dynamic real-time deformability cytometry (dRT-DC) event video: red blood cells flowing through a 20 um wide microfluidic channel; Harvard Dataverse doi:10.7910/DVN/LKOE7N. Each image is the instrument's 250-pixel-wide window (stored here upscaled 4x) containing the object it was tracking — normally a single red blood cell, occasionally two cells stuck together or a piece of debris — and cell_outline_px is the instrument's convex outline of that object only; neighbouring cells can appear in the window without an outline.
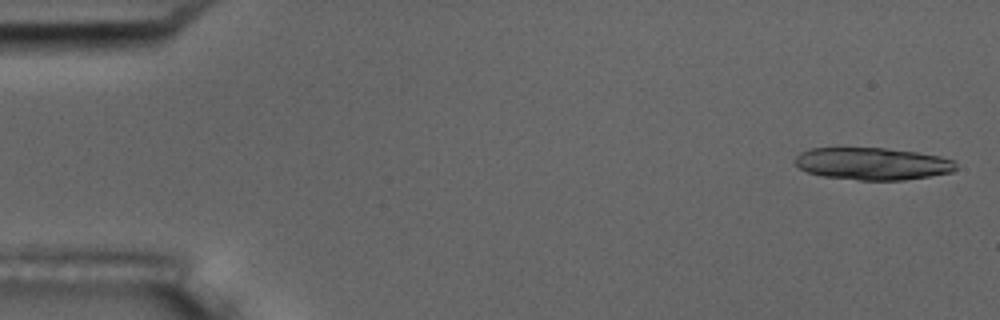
{"species": "common noctule bat (a hibernating species)", "species_latin": "Nyctalus noctula", "temperature_condition": "room temperature", "stored_images_in_passage": 5, "camera_frame_rate_fps": 3000, "um_per_image_px": 0.085, "animal": {"sex": "male", "body_mass_g": 17.5, "forearm_length_mm": 52.3}, "frame": {"image": 1, "passage_image": 1, "time_ms": 0.0, "image_size_px": [1000, 320], "cell_outline_px": [[956, 168], [952, 172], [904, 180], [860, 180], [824, 176], [808, 172], [800, 168], [796, 164], [796, 156], [800, 152], [808, 148], [884, 148], [916, 152], [940, 156], [952, 160], [956, 164]], "centroid_in_image_um": [74.15, 13.91], "position_along_channel_um": 10.8, "area_um2": 30.06}}